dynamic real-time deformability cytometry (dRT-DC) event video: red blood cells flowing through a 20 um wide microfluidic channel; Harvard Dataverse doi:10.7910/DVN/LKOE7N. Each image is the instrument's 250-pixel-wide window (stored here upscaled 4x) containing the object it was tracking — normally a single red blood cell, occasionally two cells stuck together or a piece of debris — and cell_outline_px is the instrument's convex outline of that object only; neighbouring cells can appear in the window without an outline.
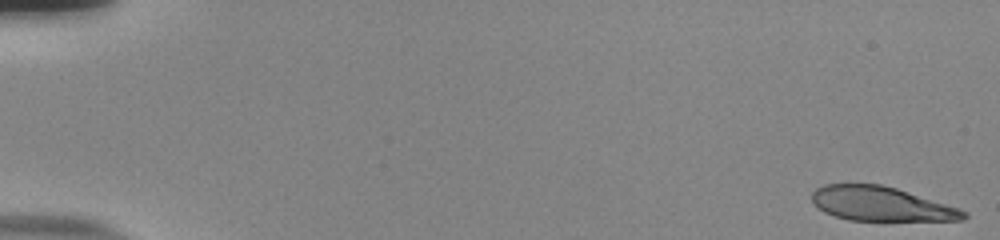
{"species": "human", "species_latin": "Homo sapiens", "temperature_condition": "room temperature", "stored_images_in_passage": 53, "camera_frame_rate_fps": 3000, "um_per_image_px": 0.085, "donor": {"sex": "male"}, "frame": {"image": 1, "passage_image": 1, "time_ms": 0.0, "image_size_px": [1000, 240], "cell_outline_px": [[968, 216], [964, 220], [848, 220], [824, 212], [816, 208], [812, 204], [812, 192], [816, 188], [824, 184], [880, 184], [896, 188], [960, 208], [968, 212]], "centroid_in_image_um": [74.87, 17.33], "position_along_channel_um": 10.1, "area_um2": 30.35}}
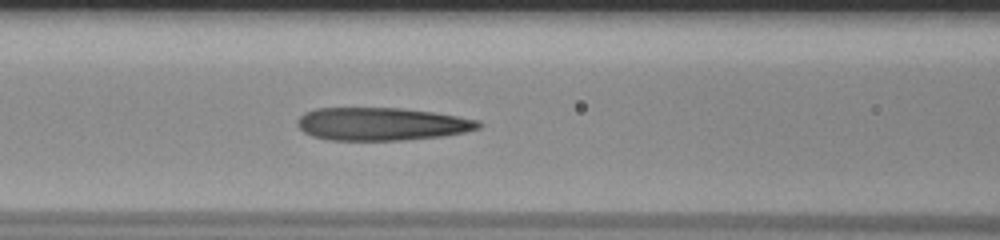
{"frame": {"image": 2, "passage_image": 24, "time_ms": 7.667, "image_size_px": [1000, 240], "cell_outline_px": [[484, 124], [480, 128], [464, 132], [444, 136], [404, 140], [328, 140], [312, 136], [304, 132], [296, 124], [296, 120], [304, 112], [316, 108], [400, 108], [432, 112], [480, 120]], "centroid_in_image_um": [32.43, 10.54], "position_along_channel_um": 134.2, "area_um2": 34.91}}
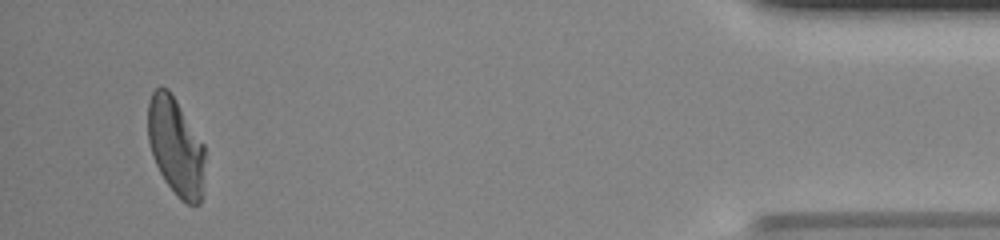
{"frame": {"image": 3, "passage_image": 51, "time_ms": 16.667, "image_size_px": [1000, 240], "cell_outline_px": [[204, 156], [200, 204], [188, 204], [180, 200], [176, 196], [164, 180], [152, 156], [148, 140], [148, 100], [152, 92], [160, 84], [168, 88], [176, 100], [204, 144]], "centroid_in_image_um": [14.91, 12.42], "position_along_channel_um": 420.3, "area_um2": 32.48}, "authors_computed_cell_mechanics": {"area_um2": 34.5066, "velocity_mm_per_s": 3.8992, "shape_relaxation_time_tau1_ms": 6.9954, "shape_relaxation_time_tau2_ms": 1.4732, "deformation_change_tau1": 0.2994, "deformation_change_tau2": 0.106}}